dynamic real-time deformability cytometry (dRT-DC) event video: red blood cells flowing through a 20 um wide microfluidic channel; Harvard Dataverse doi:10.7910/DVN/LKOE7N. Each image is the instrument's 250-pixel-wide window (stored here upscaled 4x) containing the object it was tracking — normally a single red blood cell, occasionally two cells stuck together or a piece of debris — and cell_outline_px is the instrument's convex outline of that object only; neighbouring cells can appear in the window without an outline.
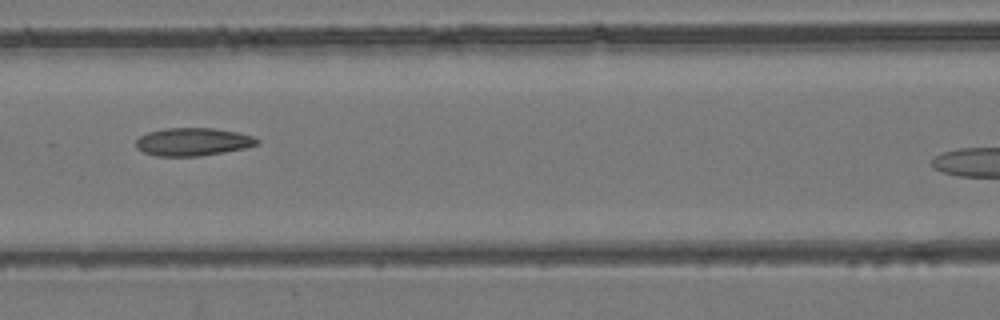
{"species": "common noctule bat (a hibernating species)", "species_latin": "Nyctalus noctula", "temperature_condition": "room temperature", "stored_images_in_passage": 7, "camera_frame_rate_fps": 3000, "um_per_image_px": 0.085, "animal": {"sex": "female", "body_mass_g": 24.6, "forearm_length_mm": 56.2}, "frame": {"image": 1, "passage_image": 7, "time_ms": 6.667, "image_size_px": [1000, 320], "cell_outline_px": [[260, 144], [244, 148], [224, 152], [200, 156], [156, 156], [144, 152], [136, 148], [136, 140], [140, 136], [148, 132], [168, 128], [212, 128], [236, 132], [252, 136], [260, 140]], "centroid_in_image_um": [16.4, 12.06], "position_along_channel_um": 150.2, "area_um2": 19.65}}